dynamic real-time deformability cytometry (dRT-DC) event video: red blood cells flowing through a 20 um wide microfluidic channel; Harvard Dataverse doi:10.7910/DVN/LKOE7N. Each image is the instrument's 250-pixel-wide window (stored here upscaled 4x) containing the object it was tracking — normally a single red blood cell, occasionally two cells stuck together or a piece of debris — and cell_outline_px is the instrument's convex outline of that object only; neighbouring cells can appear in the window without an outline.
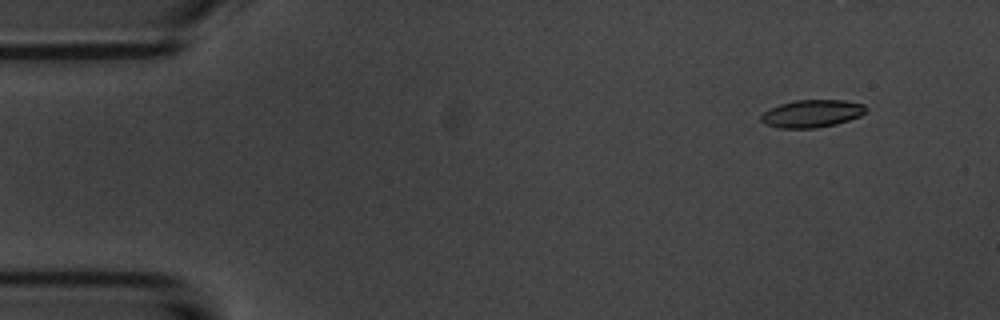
{"species": "common noctule bat (a hibernating species)", "species_latin": "Nyctalus noctula", "temperature_condition": "room temperature", "stored_images_in_passage": 4, "camera_frame_rate_fps": 3000, "um_per_image_px": 0.085, "animal": {"sex": "male", "body_mass_g": 20.1, "forearm_length_mm": 53.5}, "frame": {"image": 1, "passage_image": 1, "time_ms": 0.0, "image_size_px": [1000, 320], "cell_outline_px": [[868, 108], [860, 116], [836, 124], [816, 128], [780, 128], [764, 124], [760, 120], [760, 116], [764, 112], [780, 104], [796, 100], [844, 100], [864, 104]], "centroid_in_image_um": [69.01, 9.65], "position_along_channel_um": 16.0, "area_um2": 16.82}}
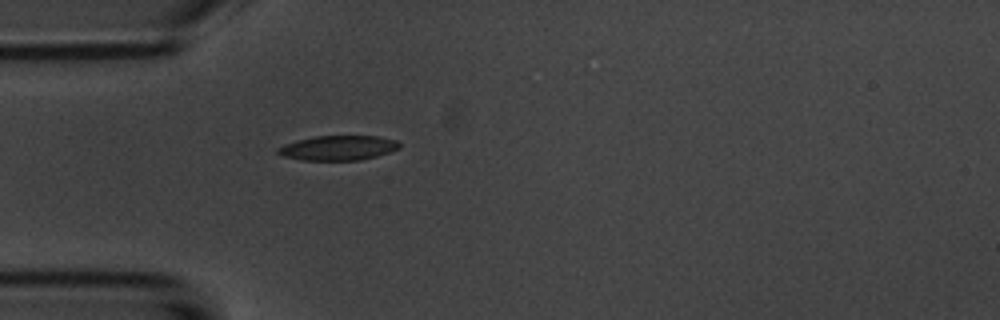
{"frame": {"image": 2, "passage_image": 4, "time_ms": 3.667, "image_size_px": [1000, 320], "cell_outline_px": [[400, 148], [376, 156], [360, 160], [300, 160], [284, 156], [276, 152], [276, 148], [284, 144], [296, 140], [316, 136], [380, 136], [396, 140], [400, 144]], "centroid_in_image_um": [28.72, 12.57], "position_along_channel_um": 56.3, "area_um2": 17.51}}